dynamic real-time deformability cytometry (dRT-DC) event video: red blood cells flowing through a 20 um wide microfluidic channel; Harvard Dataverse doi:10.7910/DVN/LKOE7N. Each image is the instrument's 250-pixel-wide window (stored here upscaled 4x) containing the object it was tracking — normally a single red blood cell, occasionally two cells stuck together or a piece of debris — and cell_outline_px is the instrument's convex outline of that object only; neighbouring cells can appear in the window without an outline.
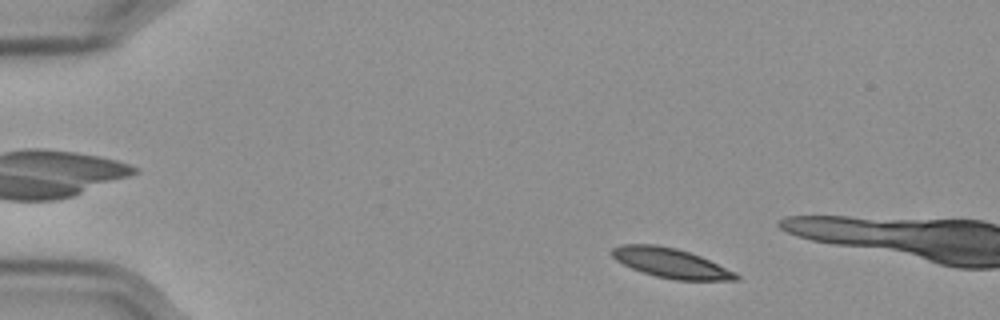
{"species": "Egyptian fruit bat (a non-hibernating species)", "species_latin": "Rousettus aegyptiacus", "temperature_condition": "cold", "stored_images_in_passage": 53, "camera_frame_rate_fps": 3000, "um_per_image_px": 0.085, "frame": {"image": 1, "passage_image": 4, "time_ms": 1.0, "image_size_px": [1000, 320], "cell_outline_px": [[740, 280], [676, 280], [656, 276], [632, 268], [616, 260], [612, 256], [612, 248], [620, 244], [656, 244], [676, 248], [700, 256], [736, 272], [740, 276]], "centroid_in_image_um": [57.03, 22.35], "position_along_channel_um": 28.0, "area_um2": 21.27}}
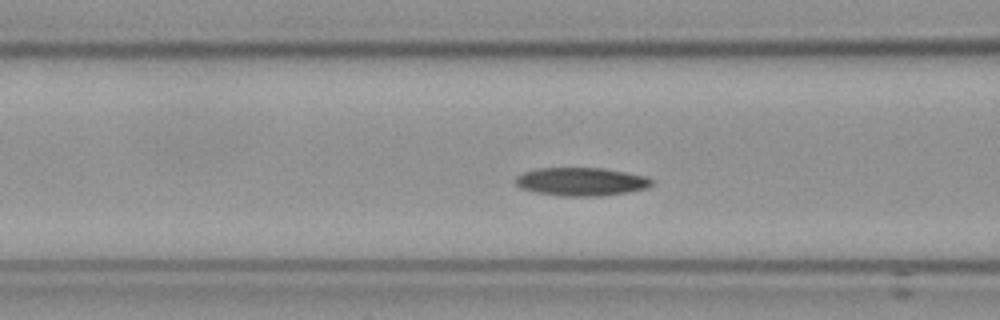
{"frame": {"image": 2, "passage_image": 18, "time_ms": 5.667, "image_size_px": [1000, 320], "cell_outline_px": [[652, 184], [648, 188], [628, 192], [596, 196], [564, 196], [536, 192], [520, 188], [516, 184], [516, 176], [524, 172], [536, 168], [600, 168], [648, 176], [652, 180]], "centroid_in_image_um": [49.4, 15.44], "position_along_channel_um": 117.2, "area_um2": 22.31}}
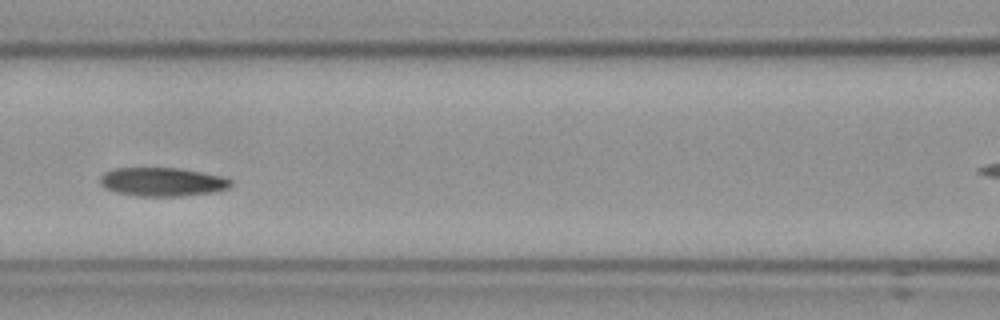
{"frame": {"image": 3, "passage_image": 21, "time_ms": 6.667, "image_size_px": [1000, 320], "cell_outline_px": [[232, 184], [228, 188], [216, 192], [184, 196], [136, 196], [116, 192], [104, 188], [100, 184], [100, 176], [104, 172], [116, 168], [180, 168], [220, 176], [232, 180]], "centroid_in_image_um": [13.79, 15.47], "position_along_channel_um": 152.8, "area_um2": 21.96}}